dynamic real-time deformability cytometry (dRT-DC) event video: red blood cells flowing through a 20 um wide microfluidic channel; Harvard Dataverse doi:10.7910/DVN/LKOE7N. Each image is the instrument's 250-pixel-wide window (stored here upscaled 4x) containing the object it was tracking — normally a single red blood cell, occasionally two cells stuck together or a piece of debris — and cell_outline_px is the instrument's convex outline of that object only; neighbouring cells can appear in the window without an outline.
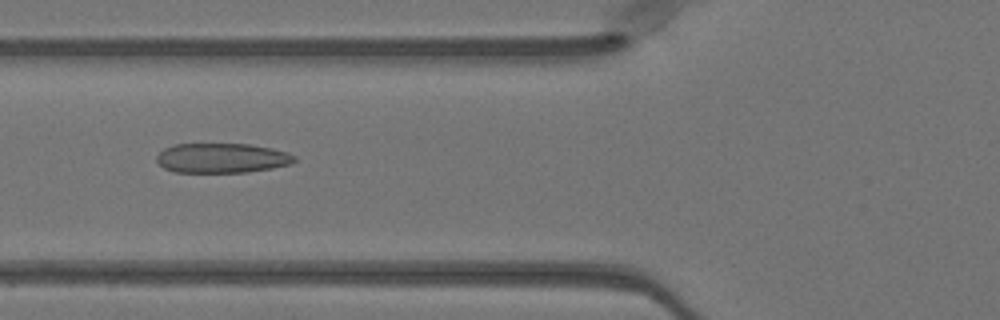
{"species": "Egyptian fruit bat (a non-hibernating species)", "species_latin": "Rousettus aegyptiacus", "temperature_condition": "warm", "stored_images_in_passage": 50, "camera_frame_rate_fps": 3000, "um_per_image_px": 0.085, "animal": {"sex": "female"}, "frame": {"image": 1, "passage_image": 19, "time_ms": 6.0, "image_size_px": [1000, 320], "cell_outline_px": [[296, 160], [292, 164], [272, 168], [244, 172], [172, 172], [164, 168], [156, 160], [156, 156], [164, 148], [176, 144], [248, 144], [272, 148], [288, 152], [296, 156]], "centroid_in_image_um": [18.87, 13.43], "position_along_channel_um": 106.9, "area_um2": 23.93}}
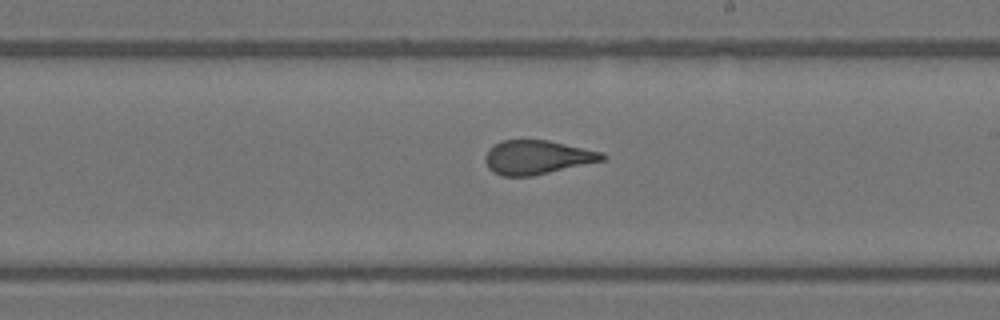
{"frame": {"image": 2, "passage_image": 29, "time_ms": 9.333, "image_size_px": [1000, 320], "cell_outline_px": [[608, 156], [604, 160], [532, 176], [500, 176], [492, 172], [488, 168], [484, 160], [484, 156], [488, 148], [500, 140], [548, 140], [604, 152]], "centroid_in_image_um": [45.62, 13.36], "position_along_channel_um": 243.4, "area_um2": 23.41}}
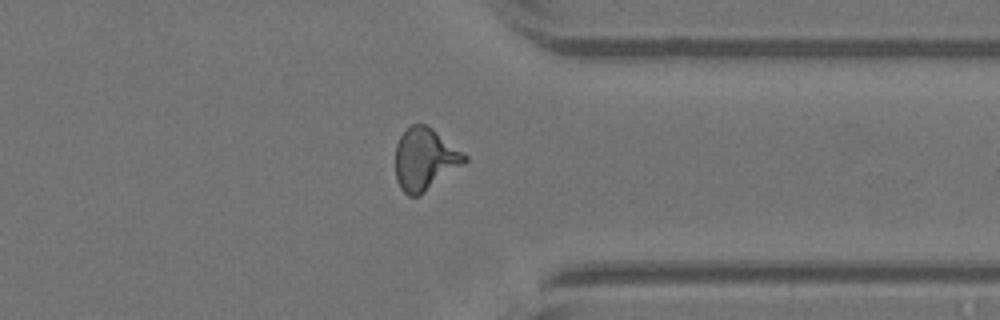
{"frame": {"image": 3, "passage_image": 39, "time_ms": 12.667, "image_size_px": [1000, 320], "cell_outline_px": [[468, 160], [464, 164], [420, 196], [408, 196], [400, 188], [396, 180], [396, 144], [400, 136], [412, 124], [424, 124], [432, 128], [468, 156]], "centroid_in_image_um": [36.11, 13.55], "position_along_channel_um": 375.3, "area_um2": 25.03}, "authors_computed_cell_mechanics": {"area_um2": 24.2471, "velocity_mm_per_s": 4.0819, "shape_relaxation_time_tau1_ms": 5.9686, "shape_relaxation_time_tau2_ms": 0.9882, "deformation_change_tau1": 0.2101, "deformation_change_tau2": 0.1052}}